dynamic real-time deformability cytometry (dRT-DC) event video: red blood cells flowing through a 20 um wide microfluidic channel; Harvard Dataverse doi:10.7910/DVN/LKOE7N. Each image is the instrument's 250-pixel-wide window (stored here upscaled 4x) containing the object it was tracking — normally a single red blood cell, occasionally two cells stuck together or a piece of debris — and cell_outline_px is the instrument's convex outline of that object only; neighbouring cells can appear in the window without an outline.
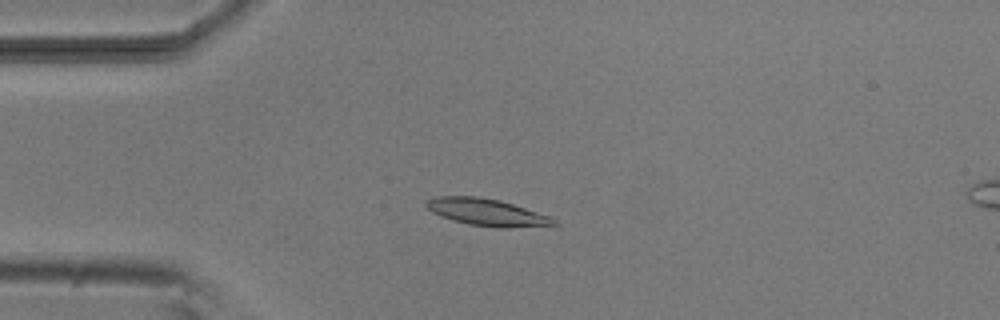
{"species": "common noctule bat (a hibernating species)", "species_latin": "Nyctalus noctula", "temperature_condition": "room temperature", "stored_images_in_passage": 50, "camera_frame_rate_fps": 3000, "um_per_image_px": 0.085, "animal": {"sex": "male", "body_mass_g": 20.5, "forearm_length_mm": 52.5}, "frame": {"image": 1, "passage_image": 10, "time_ms": 3.0, "image_size_px": [1000, 320], "cell_outline_px": [[556, 224], [508, 228], [496, 228], [468, 224], [452, 220], [440, 216], [432, 212], [424, 204], [424, 200], [436, 196], [480, 196], [500, 200], [552, 216], [556, 220]], "centroid_in_image_um": [41.34, 18.03], "position_along_channel_um": 43.7, "area_um2": 20.29}}
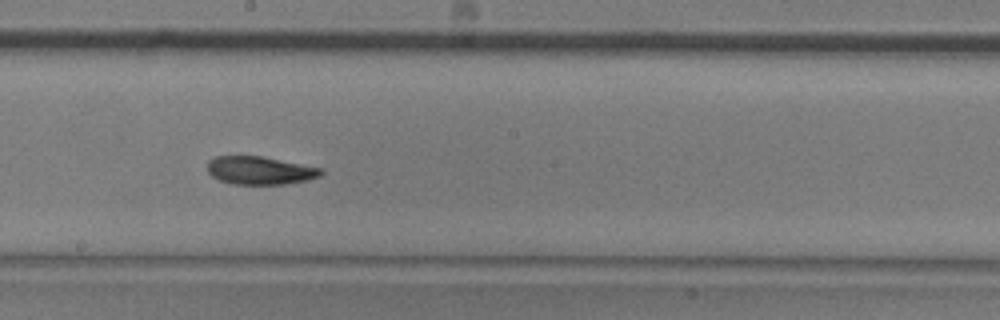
{"frame": {"image": 2, "passage_image": 26, "time_ms": 8.333, "image_size_px": [1000, 320], "cell_outline_px": [[324, 172], [320, 176], [308, 180], [284, 184], [232, 184], [220, 180], [212, 176], [208, 172], [208, 160], [216, 156], [264, 156], [324, 168]], "centroid_in_image_um": [22.14, 14.48], "position_along_channel_um": 226.1, "area_um2": 18.79}}
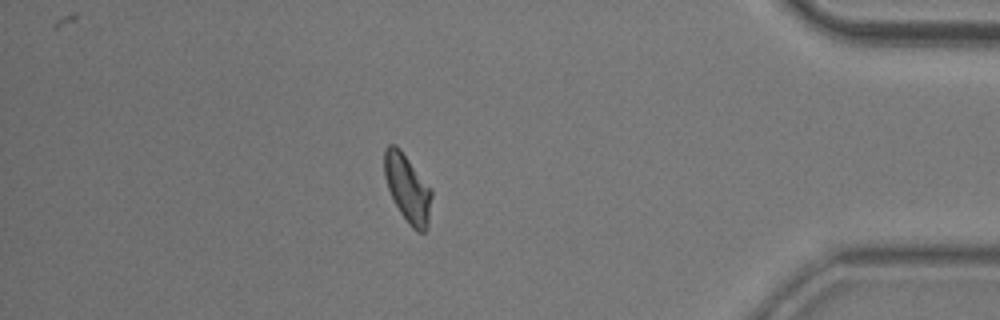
{"frame": {"image": 3, "passage_image": 43, "time_ms": 14.0, "image_size_px": [1000, 320], "cell_outline_px": [[432, 196], [428, 228], [424, 232], [416, 232], [408, 224], [400, 212], [388, 188], [384, 176], [384, 148], [388, 144], [396, 144], [400, 148], [432, 188]], "centroid_in_image_um": [34.66, 16.0], "position_along_channel_um": 400.5, "area_um2": 18.96}, "authors_computed_cell_mechanics": {"area_um2": 18.9295, "velocity_mm_per_s": 3.7725, "shape_relaxation_time_tau1_ms": 6.4871, "shape_relaxation_time_tau2_ms": 6.0279, "deformation_change_tau1": 0.1731, "deformation_change_tau2": 0.1255}}